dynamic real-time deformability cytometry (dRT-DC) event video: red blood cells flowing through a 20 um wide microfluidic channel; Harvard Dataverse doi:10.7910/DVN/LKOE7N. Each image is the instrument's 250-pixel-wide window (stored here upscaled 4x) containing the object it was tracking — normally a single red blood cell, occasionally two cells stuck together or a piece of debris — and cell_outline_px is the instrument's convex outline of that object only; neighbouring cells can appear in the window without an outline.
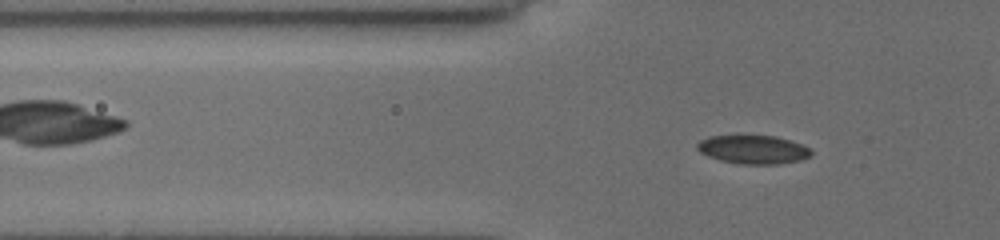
{"species": "common noctule bat (a hibernating species)", "species_latin": "Nyctalus noctula", "temperature_condition": "cold", "stored_images_in_passage": 56, "camera_frame_rate_fps": 3000, "um_per_image_px": 0.085, "animal": {"sex": "female", "body_mass_g": 19.5, "forearm_length_mm": 54.1}, "frame": {"image": 1, "passage_image": 20, "time_ms": 6.333, "image_size_px": [1000, 240], "cell_outline_px": [[812, 152], [808, 156], [800, 160], [780, 164], [740, 164], [720, 160], [708, 156], [700, 152], [696, 148], [696, 144], [700, 140], [708, 136], [776, 136], [800, 144], [808, 148]], "centroid_in_image_um": [63.97, 12.71], "position_along_channel_um": 61.8, "area_um2": 18.79}}
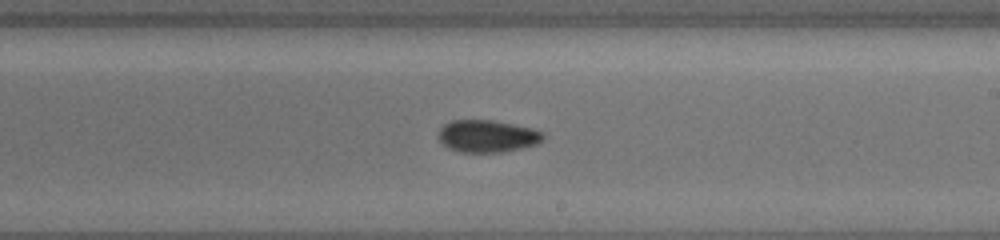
{"frame": {"image": 2, "passage_image": 35, "time_ms": 11.333, "image_size_px": [1000, 240], "cell_outline_px": [[544, 140], [536, 144], [504, 152], [460, 152], [448, 148], [440, 140], [440, 128], [444, 124], [452, 120], [492, 120], [532, 128], [544, 132]], "centroid_in_image_um": [41.45, 11.57], "position_along_channel_um": 247.6, "area_um2": 19.59}}
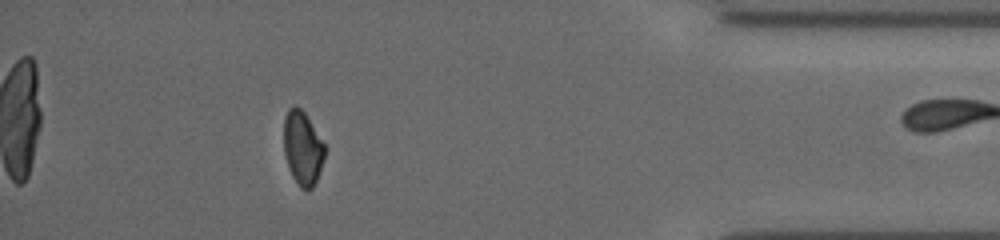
{"frame": {"image": 3, "passage_image": 50, "time_ms": 16.333, "image_size_px": [1000, 240], "cell_outline_px": [[324, 156], [316, 180], [312, 188], [308, 192], [300, 188], [292, 176], [288, 168], [284, 152], [284, 116], [288, 108], [296, 104], [304, 112], [324, 144]], "centroid_in_image_um": [25.69, 12.59], "position_along_channel_um": 409.5, "area_um2": 17.51}, "authors_computed_cell_mechanics": {"area_um2": 18.6694, "velocity_mm_per_s": 3.9458, "shape_relaxation_time_tau1_ms": 5.0511, "shape_relaxation_time_tau2_ms": 2.732, "deformation_change_tau1": 0.093, "deformation_change_tau2": 0.0653}}